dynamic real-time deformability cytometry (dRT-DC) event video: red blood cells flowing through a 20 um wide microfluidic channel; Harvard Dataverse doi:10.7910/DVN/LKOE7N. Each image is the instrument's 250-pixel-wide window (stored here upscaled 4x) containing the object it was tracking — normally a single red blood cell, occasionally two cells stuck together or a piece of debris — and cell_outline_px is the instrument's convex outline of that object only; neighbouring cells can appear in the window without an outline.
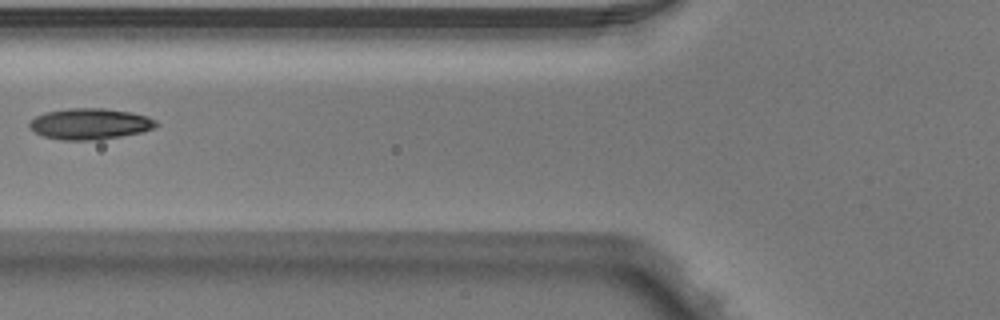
{"species": "Egyptian fruit bat (a non-hibernating species)", "species_latin": "Rousettus aegyptiacus", "temperature_condition": "warm", "stored_images_in_passage": 6, "camera_frame_rate_fps": 3000, "um_per_image_px": 0.085, "animal": {"sex": "male"}, "frame": {"image": 1, "passage_image": 5, "time_ms": 1.333, "image_size_px": [1000, 320], "cell_outline_px": [[160, 124], [152, 128], [140, 132], [120, 136], [96, 140], [64, 140], [44, 136], [28, 128], [28, 124], [36, 116], [44, 112], [68, 108], [104, 108], [132, 112], [148, 116], [156, 120]], "centroid_in_image_um": [7.64, 10.51], "position_along_channel_um": 118.2, "area_um2": 22.95}}
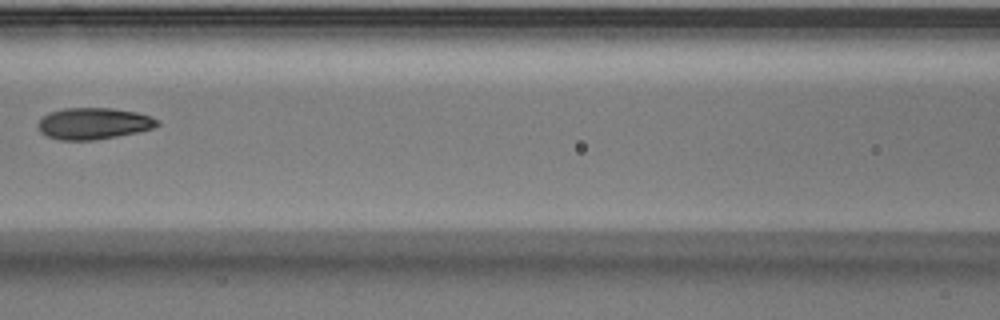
{"frame": {"image": 2, "passage_image": 6, "time_ms": 1.667, "image_size_px": [1000, 320], "cell_outline_px": [[160, 124], [152, 128], [136, 132], [116, 136], [92, 140], [60, 140], [48, 136], [40, 132], [36, 124], [48, 112], [64, 108], [112, 108], [136, 112], [160, 120]], "centroid_in_image_um": [7.92, 10.49], "position_along_channel_um": 158.7, "area_um2": 21.79}}